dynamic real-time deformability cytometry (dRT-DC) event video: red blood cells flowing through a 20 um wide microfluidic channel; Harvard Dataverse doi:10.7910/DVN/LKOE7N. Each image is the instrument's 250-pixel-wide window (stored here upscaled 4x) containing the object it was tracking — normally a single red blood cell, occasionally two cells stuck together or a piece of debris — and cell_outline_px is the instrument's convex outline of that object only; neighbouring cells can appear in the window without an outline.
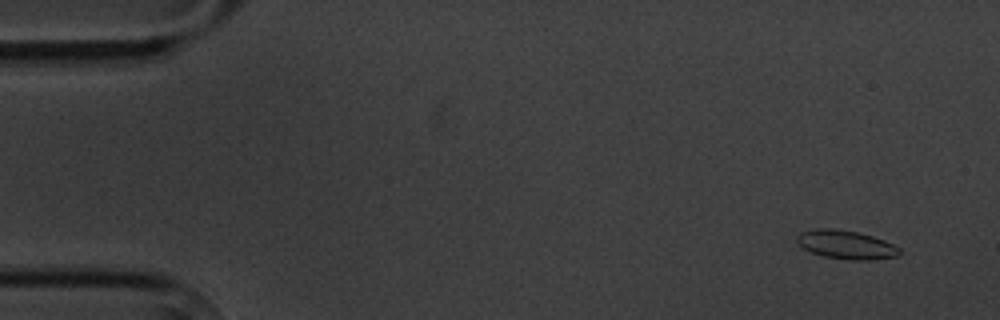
{"species": "common noctule bat (a hibernating species)", "species_latin": "Nyctalus noctula", "temperature_condition": "cold", "stored_images_in_passage": 7, "camera_frame_rate_fps": 3000, "um_per_image_px": 0.085, "animal": {"sex": "male", "body_mass_g": 20.1, "forearm_length_mm": 53.5}, "frame": {"image": 1, "passage_image": 2, "time_ms": 1.0, "image_size_px": [1000, 320], "cell_outline_px": [[900, 256], [872, 260], [848, 260], [820, 256], [796, 244], [796, 236], [800, 232], [816, 228], [836, 228], [856, 232], [872, 236], [884, 240], [900, 248]], "centroid_in_image_um": [71.89, 20.8], "position_along_channel_um": 13.1, "area_um2": 17.4}}
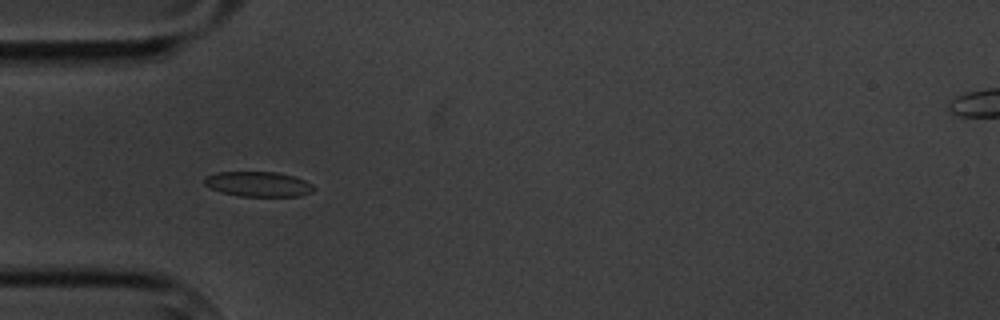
{"frame": {"image": 2, "passage_image": 6, "time_ms": 5.667, "image_size_px": [1000, 320], "cell_outline_px": [[316, 188], [312, 192], [300, 196], [240, 196], [220, 192], [204, 184], [204, 176], [216, 172], [276, 172], [292, 176], [304, 180], [312, 184]], "centroid_in_image_um": [21.94, 15.65], "position_along_channel_um": 63.1, "area_um2": 15.95}}
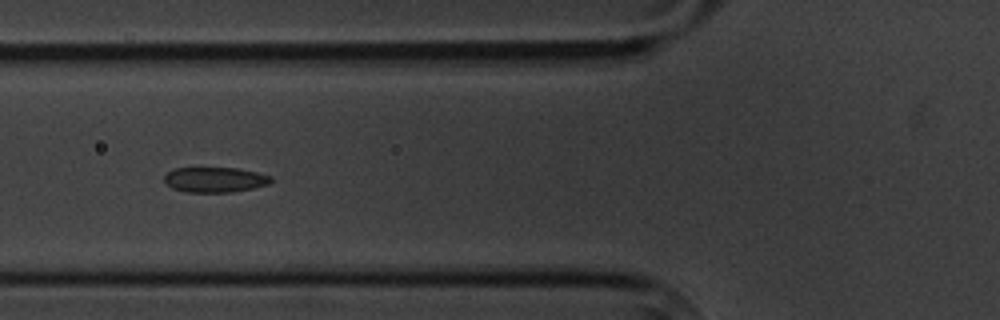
{"frame": {"image": 3, "passage_image": 7, "time_ms": 7.0, "image_size_px": [1000, 320], "cell_outline_px": [[272, 180], [268, 184], [252, 188], [232, 192], [184, 192], [172, 188], [164, 180], [164, 176], [172, 168], [236, 168], [256, 172], [272, 176]], "centroid_in_image_um": [18.25, 15.27], "position_along_channel_um": 107.6, "area_um2": 15.61}}